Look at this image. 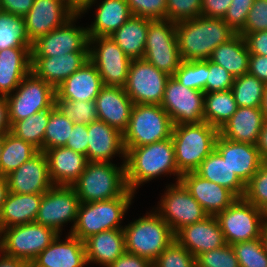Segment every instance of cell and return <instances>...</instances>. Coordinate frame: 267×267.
I'll use <instances>...</instances> for the list:
<instances>
[{
	"label": "cell",
	"mask_w": 267,
	"mask_h": 267,
	"mask_svg": "<svg viewBox=\"0 0 267 267\" xmlns=\"http://www.w3.org/2000/svg\"><path fill=\"white\" fill-rule=\"evenodd\" d=\"M126 183L130 191L136 192L143 183L171 174L180 181L172 138L134 148H125ZM142 184V185H141Z\"/></svg>",
	"instance_id": "cell-1"
},
{
	"label": "cell",
	"mask_w": 267,
	"mask_h": 267,
	"mask_svg": "<svg viewBox=\"0 0 267 267\" xmlns=\"http://www.w3.org/2000/svg\"><path fill=\"white\" fill-rule=\"evenodd\" d=\"M237 34L222 18L199 16L176 23L182 61L208 60L214 49Z\"/></svg>",
	"instance_id": "cell-2"
},
{
	"label": "cell",
	"mask_w": 267,
	"mask_h": 267,
	"mask_svg": "<svg viewBox=\"0 0 267 267\" xmlns=\"http://www.w3.org/2000/svg\"><path fill=\"white\" fill-rule=\"evenodd\" d=\"M122 164V165H121ZM118 167L109 162H88L71 185L80 203L105 201L122 196L127 190L125 162Z\"/></svg>",
	"instance_id": "cell-3"
},
{
	"label": "cell",
	"mask_w": 267,
	"mask_h": 267,
	"mask_svg": "<svg viewBox=\"0 0 267 267\" xmlns=\"http://www.w3.org/2000/svg\"><path fill=\"white\" fill-rule=\"evenodd\" d=\"M219 130L207 122L173 125L172 142L178 171H195L215 149Z\"/></svg>",
	"instance_id": "cell-4"
},
{
	"label": "cell",
	"mask_w": 267,
	"mask_h": 267,
	"mask_svg": "<svg viewBox=\"0 0 267 267\" xmlns=\"http://www.w3.org/2000/svg\"><path fill=\"white\" fill-rule=\"evenodd\" d=\"M135 192L129 189L120 197L105 201L80 203L75 226L68 234L84 241L102 231L123 228L122 220Z\"/></svg>",
	"instance_id": "cell-5"
},
{
	"label": "cell",
	"mask_w": 267,
	"mask_h": 267,
	"mask_svg": "<svg viewBox=\"0 0 267 267\" xmlns=\"http://www.w3.org/2000/svg\"><path fill=\"white\" fill-rule=\"evenodd\" d=\"M125 250L152 263L175 239L170 226L154 210L124 225Z\"/></svg>",
	"instance_id": "cell-6"
},
{
	"label": "cell",
	"mask_w": 267,
	"mask_h": 267,
	"mask_svg": "<svg viewBox=\"0 0 267 267\" xmlns=\"http://www.w3.org/2000/svg\"><path fill=\"white\" fill-rule=\"evenodd\" d=\"M173 123L161 105L134 104L127 129L123 132L125 148L140 147L168 139Z\"/></svg>",
	"instance_id": "cell-7"
},
{
	"label": "cell",
	"mask_w": 267,
	"mask_h": 267,
	"mask_svg": "<svg viewBox=\"0 0 267 267\" xmlns=\"http://www.w3.org/2000/svg\"><path fill=\"white\" fill-rule=\"evenodd\" d=\"M59 235L54 229L36 222L0 230L2 254L31 262Z\"/></svg>",
	"instance_id": "cell-8"
},
{
	"label": "cell",
	"mask_w": 267,
	"mask_h": 267,
	"mask_svg": "<svg viewBox=\"0 0 267 267\" xmlns=\"http://www.w3.org/2000/svg\"><path fill=\"white\" fill-rule=\"evenodd\" d=\"M143 59L169 76L175 74L182 61L175 22L164 19L149 23Z\"/></svg>",
	"instance_id": "cell-9"
},
{
	"label": "cell",
	"mask_w": 267,
	"mask_h": 267,
	"mask_svg": "<svg viewBox=\"0 0 267 267\" xmlns=\"http://www.w3.org/2000/svg\"><path fill=\"white\" fill-rule=\"evenodd\" d=\"M215 217L229 245L261 238L264 224L263 210L244 198H237Z\"/></svg>",
	"instance_id": "cell-10"
},
{
	"label": "cell",
	"mask_w": 267,
	"mask_h": 267,
	"mask_svg": "<svg viewBox=\"0 0 267 267\" xmlns=\"http://www.w3.org/2000/svg\"><path fill=\"white\" fill-rule=\"evenodd\" d=\"M16 91V92H15ZM55 88L30 71L7 96L11 125L55 106Z\"/></svg>",
	"instance_id": "cell-11"
},
{
	"label": "cell",
	"mask_w": 267,
	"mask_h": 267,
	"mask_svg": "<svg viewBox=\"0 0 267 267\" xmlns=\"http://www.w3.org/2000/svg\"><path fill=\"white\" fill-rule=\"evenodd\" d=\"M166 188L155 211L170 226L174 234L182 227L209 216L180 181L169 184Z\"/></svg>",
	"instance_id": "cell-12"
},
{
	"label": "cell",
	"mask_w": 267,
	"mask_h": 267,
	"mask_svg": "<svg viewBox=\"0 0 267 267\" xmlns=\"http://www.w3.org/2000/svg\"><path fill=\"white\" fill-rule=\"evenodd\" d=\"M89 60L97 68L103 85L125 86L132 59L111 36L89 38Z\"/></svg>",
	"instance_id": "cell-13"
},
{
	"label": "cell",
	"mask_w": 267,
	"mask_h": 267,
	"mask_svg": "<svg viewBox=\"0 0 267 267\" xmlns=\"http://www.w3.org/2000/svg\"><path fill=\"white\" fill-rule=\"evenodd\" d=\"M79 205V197L72 186L53 185L42 195L35 222L54 229L60 235L64 225L73 222L69 230L71 232L76 223Z\"/></svg>",
	"instance_id": "cell-14"
},
{
	"label": "cell",
	"mask_w": 267,
	"mask_h": 267,
	"mask_svg": "<svg viewBox=\"0 0 267 267\" xmlns=\"http://www.w3.org/2000/svg\"><path fill=\"white\" fill-rule=\"evenodd\" d=\"M169 78L146 60L133 59L124 90L133 104L160 105Z\"/></svg>",
	"instance_id": "cell-15"
},
{
	"label": "cell",
	"mask_w": 267,
	"mask_h": 267,
	"mask_svg": "<svg viewBox=\"0 0 267 267\" xmlns=\"http://www.w3.org/2000/svg\"><path fill=\"white\" fill-rule=\"evenodd\" d=\"M204 96L203 91L187 88L170 76L160 105L173 125L200 123L204 121Z\"/></svg>",
	"instance_id": "cell-16"
},
{
	"label": "cell",
	"mask_w": 267,
	"mask_h": 267,
	"mask_svg": "<svg viewBox=\"0 0 267 267\" xmlns=\"http://www.w3.org/2000/svg\"><path fill=\"white\" fill-rule=\"evenodd\" d=\"M80 13H75L60 27L39 37L32 43L31 56H60L72 52H89L87 26H76Z\"/></svg>",
	"instance_id": "cell-17"
},
{
	"label": "cell",
	"mask_w": 267,
	"mask_h": 267,
	"mask_svg": "<svg viewBox=\"0 0 267 267\" xmlns=\"http://www.w3.org/2000/svg\"><path fill=\"white\" fill-rule=\"evenodd\" d=\"M74 14L68 0H34L30 11L24 16L29 41L33 43L60 27Z\"/></svg>",
	"instance_id": "cell-18"
},
{
	"label": "cell",
	"mask_w": 267,
	"mask_h": 267,
	"mask_svg": "<svg viewBox=\"0 0 267 267\" xmlns=\"http://www.w3.org/2000/svg\"><path fill=\"white\" fill-rule=\"evenodd\" d=\"M8 192L18 194H38L47 192L52 186L49 177L48 159L39 151L18 169L6 176Z\"/></svg>",
	"instance_id": "cell-19"
},
{
	"label": "cell",
	"mask_w": 267,
	"mask_h": 267,
	"mask_svg": "<svg viewBox=\"0 0 267 267\" xmlns=\"http://www.w3.org/2000/svg\"><path fill=\"white\" fill-rule=\"evenodd\" d=\"M180 182L209 216H216L238 198L226 187L199 176L195 171L183 173Z\"/></svg>",
	"instance_id": "cell-20"
},
{
	"label": "cell",
	"mask_w": 267,
	"mask_h": 267,
	"mask_svg": "<svg viewBox=\"0 0 267 267\" xmlns=\"http://www.w3.org/2000/svg\"><path fill=\"white\" fill-rule=\"evenodd\" d=\"M175 240L188 250L195 258L206 251L226 245L224 234L215 216L186 225L175 234Z\"/></svg>",
	"instance_id": "cell-21"
},
{
	"label": "cell",
	"mask_w": 267,
	"mask_h": 267,
	"mask_svg": "<svg viewBox=\"0 0 267 267\" xmlns=\"http://www.w3.org/2000/svg\"><path fill=\"white\" fill-rule=\"evenodd\" d=\"M88 128V162H109L117 154L125 162L126 150L123 133L109 126L104 121L96 120L87 125ZM121 155V156H120Z\"/></svg>",
	"instance_id": "cell-22"
},
{
	"label": "cell",
	"mask_w": 267,
	"mask_h": 267,
	"mask_svg": "<svg viewBox=\"0 0 267 267\" xmlns=\"http://www.w3.org/2000/svg\"><path fill=\"white\" fill-rule=\"evenodd\" d=\"M215 150L223 157L231 171L246 184L257 172L263 161L256 145L234 142L217 136Z\"/></svg>",
	"instance_id": "cell-23"
},
{
	"label": "cell",
	"mask_w": 267,
	"mask_h": 267,
	"mask_svg": "<svg viewBox=\"0 0 267 267\" xmlns=\"http://www.w3.org/2000/svg\"><path fill=\"white\" fill-rule=\"evenodd\" d=\"M133 105L124 87L104 85L95 98L98 120L122 133L128 127Z\"/></svg>",
	"instance_id": "cell-24"
},
{
	"label": "cell",
	"mask_w": 267,
	"mask_h": 267,
	"mask_svg": "<svg viewBox=\"0 0 267 267\" xmlns=\"http://www.w3.org/2000/svg\"><path fill=\"white\" fill-rule=\"evenodd\" d=\"M60 234L30 264L31 267H85L84 242L68 234L63 241Z\"/></svg>",
	"instance_id": "cell-25"
},
{
	"label": "cell",
	"mask_w": 267,
	"mask_h": 267,
	"mask_svg": "<svg viewBox=\"0 0 267 267\" xmlns=\"http://www.w3.org/2000/svg\"><path fill=\"white\" fill-rule=\"evenodd\" d=\"M89 60V52H72L60 56H31V71L57 88L66 78Z\"/></svg>",
	"instance_id": "cell-26"
},
{
	"label": "cell",
	"mask_w": 267,
	"mask_h": 267,
	"mask_svg": "<svg viewBox=\"0 0 267 267\" xmlns=\"http://www.w3.org/2000/svg\"><path fill=\"white\" fill-rule=\"evenodd\" d=\"M103 86L97 68L88 60L80 69L55 88V98L91 101L95 100Z\"/></svg>",
	"instance_id": "cell-27"
},
{
	"label": "cell",
	"mask_w": 267,
	"mask_h": 267,
	"mask_svg": "<svg viewBox=\"0 0 267 267\" xmlns=\"http://www.w3.org/2000/svg\"><path fill=\"white\" fill-rule=\"evenodd\" d=\"M48 159L49 177L53 185L71 186L85 170L87 157L66 147L45 151Z\"/></svg>",
	"instance_id": "cell-28"
},
{
	"label": "cell",
	"mask_w": 267,
	"mask_h": 267,
	"mask_svg": "<svg viewBox=\"0 0 267 267\" xmlns=\"http://www.w3.org/2000/svg\"><path fill=\"white\" fill-rule=\"evenodd\" d=\"M264 122L261 107H238L231 118L219 129V134L234 142L256 145Z\"/></svg>",
	"instance_id": "cell-29"
},
{
	"label": "cell",
	"mask_w": 267,
	"mask_h": 267,
	"mask_svg": "<svg viewBox=\"0 0 267 267\" xmlns=\"http://www.w3.org/2000/svg\"><path fill=\"white\" fill-rule=\"evenodd\" d=\"M31 71V47L0 50V96H8Z\"/></svg>",
	"instance_id": "cell-30"
},
{
	"label": "cell",
	"mask_w": 267,
	"mask_h": 267,
	"mask_svg": "<svg viewBox=\"0 0 267 267\" xmlns=\"http://www.w3.org/2000/svg\"><path fill=\"white\" fill-rule=\"evenodd\" d=\"M83 242L87 264L109 267L126 251L123 228L99 232Z\"/></svg>",
	"instance_id": "cell-31"
},
{
	"label": "cell",
	"mask_w": 267,
	"mask_h": 267,
	"mask_svg": "<svg viewBox=\"0 0 267 267\" xmlns=\"http://www.w3.org/2000/svg\"><path fill=\"white\" fill-rule=\"evenodd\" d=\"M43 194L8 192L0 212V230L35 222Z\"/></svg>",
	"instance_id": "cell-32"
},
{
	"label": "cell",
	"mask_w": 267,
	"mask_h": 267,
	"mask_svg": "<svg viewBox=\"0 0 267 267\" xmlns=\"http://www.w3.org/2000/svg\"><path fill=\"white\" fill-rule=\"evenodd\" d=\"M96 9L94 22L88 25V37L110 36L131 16L127 0H102Z\"/></svg>",
	"instance_id": "cell-33"
},
{
	"label": "cell",
	"mask_w": 267,
	"mask_h": 267,
	"mask_svg": "<svg viewBox=\"0 0 267 267\" xmlns=\"http://www.w3.org/2000/svg\"><path fill=\"white\" fill-rule=\"evenodd\" d=\"M151 21L148 18L132 15L110 36L130 59H143Z\"/></svg>",
	"instance_id": "cell-34"
},
{
	"label": "cell",
	"mask_w": 267,
	"mask_h": 267,
	"mask_svg": "<svg viewBox=\"0 0 267 267\" xmlns=\"http://www.w3.org/2000/svg\"><path fill=\"white\" fill-rule=\"evenodd\" d=\"M250 53L245 39L237 33L233 38L217 46L209 60L224 67L234 77L248 73Z\"/></svg>",
	"instance_id": "cell-35"
},
{
	"label": "cell",
	"mask_w": 267,
	"mask_h": 267,
	"mask_svg": "<svg viewBox=\"0 0 267 267\" xmlns=\"http://www.w3.org/2000/svg\"><path fill=\"white\" fill-rule=\"evenodd\" d=\"M195 172L209 181L226 187L238 198H243L246 184L231 171L226 161L215 149L202 161Z\"/></svg>",
	"instance_id": "cell-36"
},
{
	"label": "cell",
	"mask_w": 267,
	"mask_h": 267,
	"mask_svg": "<svg viewBox=\"0 0 267 267\" xmlns=\"http://www.w3.org/2000/svg\"><path fill=\"white\" fill-rule=\"evenodd\" d=\"M39 150L12 133L3 135V151L0 158V175L6 177L21 164L35 156Z\"/></svg>",
	"instance_id": "cell-37"
},
{
	"label": "cell",
	"mask_w": 267,
	"mask_h": 267,
	"mask_svg": "<svg viewBox=\"0 0 267 267\" xmlns=\"http://www.w3.org/2000/svg\"><path fill=\"white\" fill-rule=\"evenodd\" d=\"M237 108L231 89L205 93L204 121L219 130L236 112Z\"/></svg>",
	"instance_id": "cell-38"
},
{
	"label": "cell",
	"mask_w": 267,
	"mask_h": 267,
	"mask_svg": "<svg viewBox=\"0 0 267 267\" xmlns=\"http://www.w3.org/2000/svg\"><path fill=\"white\" fill-rule=\"evenodd\" d=\"M49 116L50 109H46L24 120H18L11 125L10 133L43 151V139Z\"/></svg>",
	"instance_id": "cell-39"
},
{
	"label": "cell",
	"mask_w": 267,
	"mask_h": 267,
	"mask_svg": "<svg viewBox=\"0 0 267 267\" xmlns=\"http://www.w3.org/2000/svg\"><path fill=\"white\" fill-rule=\"evenodd\" d=\"M265 86L264 82L248 73L235 77L231 91L237 107H262Z\"/></svg>",
	"instance_id": "cell-40"
},
{
	"label": "cell",
	"mask_w": 267,
	"mask_h": 267,
	"mask_svg": "<svg viewBox=\"0 0 267 267\" xmlns=\"http://www.w3.org/2000/svg\"><path fill=\"white\" fill-rule=\"evenodd\" d=\"M23 16L0 13V50L13 47H31Z\"/></svg>",
	"instance_id": "cell-41"
},
{
	"label": "cell",
	"mask_w": 267,
	"mask_h": 267,
	"mask_svg": "<svg viewBox=\"0 0 267 267\" xmlns=\"http://www.w3.org/2000/svg\"><path fill=\"white\" fill-rule=\"evenodd\" d=\"M73 126L74 122L66 118L56 106L51 108L43 139V152L65 146Z\"/></svg>",
	"instance_id": "cell-42"
},
{
	"label": "cell",
	"mask_w": 267,
	"mask_h": 267,
	"mask_svg": "<svg viewBox=\"0 0 267 267\" xmlns=\"http://www.w3.org/2000/svg\"><path fill=\"white\" fill-rule=\"evenodd\" d=\"M55 106L66 118L77 124L89 125L98 120L95 100L76 101L65 98H55Z\"/></svg>",
	"instance_id": "cell-43"
},
{
	"label": "cell",
	"mask_w": 267,
	"mask_h": 267,
	"mask_svg": "<svg viewBox=\"0 0 267 267\" xmlns=\"http://www.w3.org/2000/svg\"><path fill=\"white\" fill-rule=\"evenodd\" d=\"M187 88L203 91L207 81V60L181 61L173 75Z\"/></svg>",
	"instance_id": "cell-44"
},
{
	"label": "cell",
	"mask_w": 267,
	"mask_h": 267,
	"mask_svg": "<svg viewBox=\"0 0 267 267\" xmlns=\"http://www.w3.org/2000/svg\"><path fill=\"white\" fill-rule=\"evenodd\" d=\"M240 267H267V253L261 238L232 245Z\"/></svg>",
	"instance_id": "cell-45"
},
{
	"label": "cell",
	"mask_w": 267,
	"mask_h": 267,
	"mask_svg": "<svg viewBox=\"0 0 267 267\" xmlns=\"http://www.w3.org/2000/svg\"><path fill=\"white\" fill-rule=\"evenodd\" d=\"M243 198L263 210L267 206V163L263 162L257 172L246 183Z\"/></svg>",
	"instance_id": "cell-46"
},
{
	"label": "cell",
	"mask_w": 267,
	"mask_h": 267,
	"mask_svg": "<svg viewBox=\"0 0 267 267\" xmlns=\"http://www.w3.org/2000/svg\"><path fill=\"white\" fill-rule=\"evenodd\" d=\"M153 267H196L195 257L174 239L153 262Z\"/></svg>",
	"instance_id": "cell-47"
},
{
	"label": "cell",
	"mask_w": 267,
	"mask_h": 267,
	"mask_svg": "<svg viewBox=\"0 0 267 267\" xmlns=\"http://www.w3.org/2000/svg\"><path fill=\"white\" fill-rule=\"evenodd\" d=\"M196 267H240L232 245L203 252L195 258Z\"/></svg>",
	"instance_id": "cell-48"
},
{
	"label": "cell",
	"mask_w": 267,
	"mask_h": 267,
	"mask_svg": "<svg viewBox=\"0 0 267 267\" xmlns=\"http://www.w3.org/2000/svg\"><path fill=\"white\" fill-rule=\"evenodd\" d=\"M202 0H167L166 19L175 23L198 18Z\"/></svg>",
	"instance_id": "cell-49"
},
{
	"label": "cell",
	"mask_w": 267,
	"mask_h": 267,
	"mask_svg": "<svg viewBox=\"0 0 267 267\" xmlns=\"http://www.w3.org/2000/svg\"><path fill=\"white\" fill-rule=\"evenodd\" d=\"M133 16L151 20L166 19L167 0H127Z\"/></svg>",
	"instance_id": "cell-50"
},
{
	"label": "cell",
	"mask_w": 267,
	"mask_h": 267,
	"mask_svg": "<svg viewBox=\"0 0 267 267\" xmlns=\"http://www.w3.org/2000/svg\"><path fill=\"white\" fill-rule=\"evenodd\" d=\"M207 77L204 93L230 90L235 78L224 67L209 59L207 60Z\"/></svg>",
	"instance_id": "cell-51"
},
{
	"label": "cell",
	"mask_w": 267,
	"mask_h": 267,
	"mask_svg": "<svg viewBox=\"0 0 267 267\" xmlns=\"http://www.w3.org/2000/svg\"><path fill=\"white\" fill-rule=\"evenodd\" d=\"M263 30H267V0H255L239 34L244 37L247 33Z\"/></svg>",
	"instance_id": "cell-52"
},
{
	"label": "cell",
	"mask_w": 267,
	"mask_h": 267,
	"mask_svg": "<svg viewBox=\"0 0 267 267\" xmlns=\"http://www.w3.org/2000/svg\"><path fill=\"white\" fill-rule=\"evenodd\" d=\"M255 0H232L223 20L237 33L245 26L247 15Z\"/></svg>",
	"instance_id": "cell-53"
},
{
	"label": "cell",
	"mask_w": 267,
	"mask_h": 267,
	"mask_svg": "<svg viewBox=\"0 0 267 267\" xmlns=\"http://www.w3.org/2000/svg\"><path fill=\"white\" fill-rule=\"evenodd\" d=\"M68 149L82 153L87 157L88 148V128L87 125L74 123L73 130L68 138L66 145Z\"/></svg>",
	"instance_id": "cell-54"
},
{
	"label": "cell",
	"mask_w": 267,
	"mask_h": 267,
	"mask_svg": "<svg viewBox=\"0 0 267 267\" xmlns=\"http://www.w3.org/2000/svg\"><path fill=\"white\" fill-rule=\"evenodd\" d=\"M244 39L250 54L267 56V30L247 33Z\"/></svg>",
	"instance_id": "cell-55"
},
{
	"label": "cell",
	"mask_w": 267,
	"mask_h": 267,
	"mask_svg": "<svg viewBox=\"0 0 267 267\" xmlns=\"http://www.w3.org/2000/svg\"><path fill=\"white\" fill-rule=\"evenodd\" d=\"M232 0H202L201 16L224 18Z\"/></svg>",
	"instance_id": "cell-56"
},
{
	"label": "cell",
	"mask_w": 267,
	"mask_h": 267,
	"mask_svg": "<svg viewBox=\"0 0 267 267\" xmlns=\"http://www.w3.org/2000/svg\"><path fill=\"white\" fill-rule=\"evenodd\" d=\"M248 74L267 84V56L250 54Z\"/></svg>",
	"instance_id": "cell-57"
},
{
	"label": "cell",
	"mask_w": 267,
	"mask_h": 267,
	"mask_svg": "<svg viewBox=\"0 0 267 267\" xmlns=\"http://www.w3.org/2000/svg\"><path fill=\"white\" fill-rule=\"evenodd\" d=\"M109 267H153V263L147 258L125 251Z\"/></svg>",
	"instance_id": "cell-58"
},
{
	"label": "cell",
	"mask_w": 267,
	"mask_h": 267,
	"mask_svg": "<svg viewBox=\"0 0 267 267\" xmlns=\"http://www.w3.org/2000/svg\"><path fill=\"white\" fill-rule=\"evenodd\" d=\"M34 0H1L3 12L25 16L31 9Z\"/></svg>",
	"instance_id": "cell-59"
},
{
	"label": "cell",
	"mask_w": 267,
	"mask_h": 267,
	"mask_svg": "<svg viewBox=\"0 0 267 267\" xmlns=\"http://www.w3.org/2000/svg\"><path fill=\"white\" fill-rule=\"evenodd\" d=\"M11 122L9 118V106L7 96H0V136L9 133Z\"/></svg>",
	"instance_id": "cell-60"
},
{
	"label": "cell",
	"mask_w": 267,
	"mask_h": 267,
	"mask_svg": "<svg viewBox=\"0 0 267 267\" xmlns=\"http://www.w3.org/2000/svg\"><path fill=\"white\" fill-rule=\"evenodd\" d=\"M256 147L259 151L262 161L267 163V120H265L261 128Z\"/></svg>",
	"instance_id": "cell-61"
},
{
	"label": "cell",
	"mask_w": 267,
	"mask_h": 267,
	"mask_svg": "<svg viewBox=\"0 0 267 267\" xmlns=\"http://www.w3.org/2000/svg\"><path fill=\"white\" fill-rule=\"evenodd\" d=\"M97 0H68V4L75 13L85 14Z\"/></svg>",
	"instance_id": "cell-62"
},
{
	"label": "cell",
	"mask_w": 267,
	"mask_h": 267,
	"mask_svg": "<svg viewBox=\"0 0 267 267\" xmlns=\"http://www.w3.org/2000/svg\"><path fill=\"white\" fill-rule=\"evenodd\" d=\"M0 267H30V263L19 258H13L0 254Z\"/></svg>",
	"instance_id": "cell-63"
},
{
	"label": "cell",
	"mask_w": 267,
	"mask_h": 267,
	"mask_svg": "<svg viewBox=\"0 0 267 267\" xmlns=\"http://www.w3.org/2000/svg\"><path fill=\"white\" fill-rule=\"evenodd\" d=\"M7 194H8L7 178L0 175V212H1L2 205L6 199Z\"/></svg>",
	"instance_id": "cell-64"
},
{
	"label": "cell",
	"mask_w": 267,
	"mask_h": 267,
	"mask_svg": "<svg viewBox=\"0 0 267 267\" xmlns=\"http://www.w3.org/2000/svg\"><path fill=\"white\" fill-rule=\"evenodd\" d=\"M261 240H262L265 252L267 253V221H264V224H263Z\"/></svg>",
	"instance_id": "cell-65"
},
{
	"label": "cell",
	"mask_w": 267,
	"mask_h": 267,
	"mask_svg": "<svg viewBox=\"0 0 267 267\" xmlns=\"http://www.w3.org/2000/svg\"><path fill=\"white\" fill-rule=\"evenodd\" d=\"M262 112L264 114L265 120H267V84L265 86V91H264V97H263V103H262Z\"/></svg>",
	"instance_id": "cell-66"
},
{
	"label": "cell",
	"mask_w": 267,
	"mask_h": 267,
	"mask_svg": "<svg viewBox=\"0 0 267 267\" xmlns=\"http://www.w3.org/2000/svg\"><path fill=\"white\" fill-rule=\"evenodd\" d=\"M2 151H3V136H0V158L2 155Z\"/></svg>",
	"instance_id": "cell-67"
},
{
	"label": "cell",
	"mask_w": 267,
	"mask_h": 267,
	"mask_svg": "<svg viewBox=\"0 0 267 267\" xmlns=\"http://www.w3.org/2000/svg\"><path fill=\"white\" fill-rule=\"evenodd\" d=\"M264 221H267V206L263 209Z\"/></svg>",
	"instance_id": "cell-68"
},
{
	"label": "cell",
	"mask_w": 267,
	"mask_h": 267,
	"mask_svg": "<svg viewBox=\"0 0 267 267\" xmlns=\"http://www.w3.org/2000/svg\"><path fill=\"white\" fill-rule=\"evenodd\" d=\"M3 11L1 0H0V13Z\"/></svg>",
	"instance_id": "cell-69"
}]
</instances>
